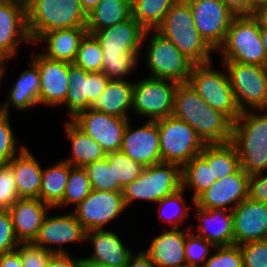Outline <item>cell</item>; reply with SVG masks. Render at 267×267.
Segmentation results:
<instances>
[{
  "instance_id": "ba28073f",
  "label": "cell",
  "mask_w": 267,
  "mask_h": 267,
  "mask_svg": "<svg viewBox=\"0 0 267 267\" xmlns=\"http://www.w3.org/2000/svg\"><path fill=\"white\" fill-rule=\"evenodd\" d=\"M213 62L194 64L188 84L209 106L226 114L234 122L241 111L237 106L226 69L222 63L218 69Z\"/></svg>"
},
{
  "instance_id": "f35d334b",
  "label": "cell",
  "mask_w": 267,
  "mask_h": 267,
  "mask_svg": "<svg viewBox=\"0 0 267 267\" xmlns=\"http://www.w3.org/2000/svg\"><path fill=\"white\" fill-rule=\"evenodd\" d=\"M92 191L89 176L83 167H72L69 172L63 200L54 208L64 209L73 206L72 210Z\"/></svg>"
},
{
  "instance_id": "5b68a950",
  "label": "cell",
  "mask_w": 267,
  "mask_h": 267,
  "mask_svg": "<svg viewBox=\"0 0 267 267\" xmlns=\"http://www.w3.org/2000/svg\"><path fill=\"white\" fill-rule=\"evenodd\" d=\"M143 49L145 52L141 51L143 57L141 56L140 59H145L143 63L149 72L146 77L171 80L178 84L189 82L194 63L170 40L155 30H146L142 42Z\"/></svg>"
},
{
  "instance_id": "681fc988",
  "label": "cell",
  "mask_w": 267,
  "mask_h": 267,
  "mask_svg": "<svg viewBox=\"0 0 267 267\" xmlns=\"http://www.w3.org/2000/svg\"><path fill=\"white\" fill-rule=\"evenodd\" d=\"M8 210L0 209V256L16 250L19 245Z\"/></svg>"
},
{
  "instance_id": "3957f363",
  "label": "cell",
  "mask_w": 267,
  "mask_h": 267,
  "mask_svg": "<svg viewBox=\"0 0 267 267\" xmlns=\"http://www.w3.org/2000/svg\"><path fill=\"white\" fill-rule=\"evenodd\" d=\"M231 143L246 173L267 171V110L241 112L233 123Z\"/></svg>"
},
{
  "instance_id": "680465c9",
  "label": "cell",
  "mask_w": 267,
  "mask_h": 267,
  "mask_svg": "<svg viewBox=\"0 0 267 267\" xmlns=\"http://www.w3.org/2000/svg\"><path fill=\"white\" fill-rule=\"evenodd\" d=\"M100 0H80L82 8L88 14L91 10H93Z\"/></svg>"
},
{
  "instance_id": "f546056e",
  "label": "cell",
  "mask_w": 267,
  "mask_h": 267,
  "mask_svg": "<svg viewBox=\"0 0 267 267\" xmlns=\"http://www.w3.org/2000/svg\"><path fill=\"white\" fill-rule=\"evenodd\" d=\"M133 87V80H110L101 96L90 104L88 110L130 119Z\"/></svg>"
},
{
  "instance_id": "e7e4bbea",
  "label": "cell",
  "mask_w": 267,
  "mask_h": 267,
  "mask_svg": "<svg viewBox=\"0 0 267 267\" xmlns=\"http://www.w3.org/2000/svg\"><path fill=\"white\" fill-rule=\"evenodd\" d=\"M128 3L132 4L133 2H135L136 0H126Z\"/></svg>"
},
{
  "instance_id": "6f0895ef",
  "label": "cell",
  "mask_w": 267,
  "mask_h": 267,
  "mask_svg": "<svg viewBox=\"0 0 267 267\" xmlns=\"http://www.w3.org/2000/svg\"><path fill=\"white\" fill-rule=\"evenodd\" d=\"M81 267H112L101 262L94 261L87 257H81Z\"/></svg>"
},
{
  "instance_id": "9f6ffc18",
  "label": "cell",
  "mask_w": 267,
  "mask_h": 267,
  "mask_svg": "<svg viewBox=\"0 0 267 267\" xmlns=\"http://www.w3.org/2000/svg\"><path fill=\"white\" fill-rule=\"evenodd\" d=\"M252 16L258 21L261 29H267V5L258 7Z\"/></svg>"
},
{
  "instance_id": "8d00e7d4",
  "label": "cell",
  "mask_w": 267,
  "mask_h": 267,
  "mask_svg": "<svg viewBox=\"0 0 267 267\" xmlns=\"http://www.w3.org/2000/svg\"><path fill=\"white\" fill-rule=\"evenodd\" d=\"M102 72L110 80H134L128 76L137 71L141 52L102 51Z\"/></svg>"
},
{
  "instance_id": "7c38bea8",
  "label": "cell",
  "mask_w": 267,
  "mask_h": 267,
  "mask_svg": "<svg viewBox=\"0 0 267 267\" xmlns=\"http://www.w3.org/2000/svg\"><path fill=\"white\" fill-rule=\"evenodd\" d=\"M127 210L122 191L94 190L71 210L86 231L105 229Z\"/></svg>"
},
{
  "instance_id": "ffe728a7",
  "label": "cell",
  "mask_w": 267,
  "mask_h": 267,
  "mask_svg": "<svg viewBox=\"0 0 267 267\" xmlns=\"http://www.w3.org/2000/svg\"><path fill=\"white\" fill-rule=\"evenodd\" d=\"M130 123L131 119L123 133L121 151L143 167L162 162L156 121L146 120L135 129Z\"/></svg>"
},
{
  "instance_id": "52a82bcc",
  "label": "cell",
  "mask_w": 267,
  "mask_h": 267,
  "mask_svg": "<svg viewBox=\"0 0 267 267\" xmlns=\"http://www.w3.org/2000/svg\"><path fill=\"white\" fill-rule=\"evenodd\" d=\"M182 188L181 166L160 162L144 167L139 177L123 188V200L128 209L134 202L156 204Z\"/></svg>"
},
{
  "instance_id": "30bf717a",
  "label": "cell",
  "mask_w": 267,
  "mask_h": 267,
  "mask_svg": "<svg viewBox=\"0 0 267 267\" xmlns=\"http://www.w3.org/2000/svg\"><path fill=\"white\" fill-rule=\"evenodd\" d=\"M220 63L226 69L240 111L267 110V67L238 62Z\"/></svg>"
},
{
  "instance_id": "5bb4252c",
  "label": "cell",
  "mask_w": 267,
  "mask_h": 267,
  "mask_svg": "<svg viewBox=\"0 0 267 267\" xmlns=\"http://www.w3.org/2000/svg\"><path fill=\"white\" fill-rule=\"evenodd\" d=\"M86 232L72 211L52 216L48 213L32 243L55 254L69 253V244L86 243Z\"/></svg>"
},
{
  "instance_id": "cb8c5ba5",
  "label": "cell",
  "mask_w": 267,
  "mask_h": 267,
  "mask_svg": "<svg viewBox=\"0 0 267 267\" xmlns=\"http://www.w3.org/2000/svg\"><path fill=\"white\" fill-rule=\"evenodd\" d=\"M54 208L38 198H20L9 209L19 242H32L48 213Z\"/></svg>"
},
{
  "instance_id": "836d02e7",
  "label": "cell",
  "mask_w": 267,
  "mask_h": 267,
  "mask_svg": "<svg viewBox=\"0 0 267 267\" xmlns=\"http://www.w3.org/2000/svg\"><path fill=\"white\" fill-rule=\"evenodd\" d=\"M200 156L212 166V172L217 179H223L241 167L238 152L231 142L206 144Z\"/></svg>"
},
{
  "instance_id": "db71d44e",
  "label": "cell",
  "mask_w": 267,
  "mask_h": 267,
  "mask_svg": "<svg viewBox=\"0 0 267 267\" xmlns=\"http://www.w3.org/2000/svg\"><path fill=\"white\" fill-rule=\"evenodd\" d=\"M125 267H155V265L143 249H140V251L134 252L130 256Z\"/></svg>"
},
{
  "instance_id": "ee69618b",
  "label": "cell",
  "mask_w": 267,
  "mask_h": 267,
  "mask_svg": "<svg viewBox=\"0 0 267 267\" xmlns=\"http://www.w3.org/2000/svg\"><path fill=\"white\" fill-rule=\"evenodd\" d=\"M214 248L215 247L206 239L190 231L186 235L184 248L186 265L191 267H203Z\"/></svg>"
},
{
  "instance_id": "484cf974",
  "label": "cell",
  "mask_w": 267,
  "mask_h": 267,
  "mask_svg": "<svg viewBox=\"0 0 267 267\" xmlns=\"http://www.w3.org/2000/svg\"><path fill=\"white\" fill-rule=\"evenodd\" d=\"M29 59V67L20 72L0 103V111L10 114L11 109L22 112L39 106L40 74L37 65Z\"/></svg>"
},
{
  "instance_id": "91938a15",
  "label": "cell",
  "mask_w": 267,
  "mask_h": 267,
  "mask_svg": "<svg viewBox=\"0 0 267 267\" xmlns=\"http://www.w3.org/2000/svg\"><path fill=\"white\" fill-rule=\"evenodd\" d=\"M267 5V0H250V15L261 6Z\"/></svg>"
},
{
  "instance_id": "816d5d0a",
  "label": "cell",
  "mask_w": 267,
  "mask_h": 267,
  "mask_svg": "<svg viewBox=\"0 0 267 267\" xmlns=\"http://www.w3.org/2000/svg\"><path fill=\"white\" fill-rule=\"evenodd\" d=\"M48 267H81V257H74L71 253L54 254Z\"/></svg>"
},
{
  "instance_id": "44dd1931",
  "label": "cell",
  "mask_w": 267,
  "mask_h": 267,
  "mask_svg": "<svg viewBox=\"0 0 267 267\" xmlns=\"http://www.w3.org/2000/svg\"><path fill=\"white\" fill-rule=\"evenodd\" d=\"M233 235L236 245L264 240L267 234V203L247 197L233 210Z\"/></svg>"
},
{
  "instance_id": "ac0fdd59",
  "label": "cell",
  "mask_w": 267,
  "mask_h": 267,
  "mask_svg": "<svg viewBox=\"0 0 267 267\" xmlns=\"http://www.w3.org/2000/svg\"><path fill=\"white\" fill-rule=\"evenodd\" d=\"M107 153L121 150L123 133L130 119L84 110L71 119Z\"/></svg>"
},
{
  "instance_id": "6da1fadb",
  "label": "cell",
  "mask_w": 267,
  "mask_h": 267,
  "mask_svg": "<svg viewBox=\"0 0 267 267\" xmlns=\"http://www.w3.org/2000/svg\"><path fill=\"white\" fill-rule=\"evenodd\" d=\"M172 115L188 123L205 144L231 142L234 122L209 106L188 83L178 84Z\"/></svg>"
},
{
  "instance_id": "d590c367",
  "label": "cell",
  "mask_w": 267,
  "mask_h": 267,
  "mask_svg": "<svg viewBox=\"0 0 267 267\" xmlns=\"http://www.w3.org/2000/svg\"><path fill=\"white\" fill-rule=\"evenodd\" d=\"M186 193L184 188H180L155 204L158 210V219L168 225H166L167 229H181V225L191 218L190 210L193 209L194 204H187V198H185L187 196L184 195Z\"/></svg>"
},
{
  "instance_id": "bcb514c9",
  "label": "cell",
  "mask_w": 267,
  "mask_h": 267,
  "mask_svg": "<svg viewBox=\"0 0 267 267\" xmlns=\"http://www.w3.org/2000/svg\"><path fill=\"white\" fill-rule=\"evenodd\" d=\"M16 250L20 254L22 267H48L55 254L32 242H20Z\"/></svg>"
},
{
  "instance_id": "b9f144b4",
  "label": "cell",
  "mask_w": 267,
  "mask_h": 267,
  "mask_svg": "<svg viewBox=\"0 0 267 267\" xmlns=\"http://www.w3.org/2000/svg\"><path fill=\"white\" fill-rule=\"evenodd\" d=\"M11 113L0 111V165L8 164L15 156L19 155L26 147L24 143H19L15 136L11 122ZM20 147V148H19Z\"/></svg>"
},
{
  "instance_id": "7bdbcfd3",
  "label": "cell",
  "mask_w": 267,
  "mask_h": 267,
  "mask_svg": "<svg viewBox=\"0 0 267 267\" xmlns=\"http://www.w3.org/2000/svg\"><path fill=\"white\" fill-rule=\"evenodd\" d=\"M84 169L87 171L92 189L123 191L119 182H114L113 169L109 166L106 158L88 164Z\"/></svg>"
},
{
  "instance_id": "60d3db41",
  "label": "cell",
  "mask_w": 267,
  "mask_h": 267,
  "mask_svg": "<svg viewBox=\"0 0 267 267\" xmlns=\"http://www.w3.org/2000/svg\"><path fill=\"white\" fill-rule=\"evenodd\" d=\"M109 166L113 169L114 182H119L122 188L139 177L143 166L118 150L106 154Z\"/></svg>"
},
{
  "instance_id": "74e56055",
  "label": "cell",
  "mask_w": 267,
  "mask_h": 267,
  "mask_svg": "<svg viewBox=\"0 0 267 267\" xmlns=\"http://www.w3.org/2000/svg\"><path fill=\"white\" fill-rule=\"evenodd\" d=\"M177 0H136L131 16L145 29L155 30Z\"/></svg>"
},
{
  "instance_id": "1f68e13d",
  "label": "cell",
  "mask_w": 267,
  "mask_h": 267,
  "mask_svg": "<svg viewBox=\"0 0 267 267\" xmlns=\"http://www.w3.org/2000/svg\"><path fill=\"white\" fill-rule=\"evenodd\" d=\"M71 168L72 166L63 159H57L55 164L43 167L38 199L55 208L63 200Z\"/></svg>"
},
{
  "instance_id": "003e7915",
  "label": "cell",
  "mask_w": 267,
  "mask_h": 267,
  "mask_svg": "<svg viewBox=\"0 0 267 267\" xmlns=\"http://www.w3.org/2000/svg\"><path fill=\"white\" fill-rule=\"evenodd\" d=\"M20 1H23V2L27 3L29 0H20Z\"/></svg>"
},
{
  "instance_id": "e0dca14e",
  "label": "cell",
  "mask_w": 267,
  "mask_h": 267,
  "mask_svg": "<svg viewBox=\"0 0 267 267\" xmlns=\"http://www.w3.org/2000/svg\"><path fill=\"white\" fill-rule=\"evenodd\" d=\"M40 74L39 106L60 107L69 90V62L51 60L40 51L30 54Z\"/></svg>"
},
{
  "instance_id": "2e32d148",
  "label": "cell",
  "mask_w": 267,
  "mask_h": 267,
  "mask_svg": "<svg viewBox=\"0 0 267 267\" xmlns=\"http://www.w3.org/2000/svg\"><path fill=\"white\" fill-rule=\"evenodd\" d=\"M69 90L65 102L61 105L67 107L69 120L79 112L88 110L92 102L97 100L110 79L103 72H86L83 68L69 63Z\"/></svg>"
},
{
  "instance_id": "d4e9b609",
  "label": "cell",
  "mask_w": 267,
  "mask_h": 267,
  "mask_svg": "<svg viewBox=\"0 0 267 267\" xmlns=\"http://www.w3.org/2000/svg\"><path fill=\"white\" fill-rule=\"evenodd\" d=\"M117 232L107 228L87 231L85 242L92 244L93 250L85 257L112 267H125L134 251Z\"/></svg>"
},
{
  "instance_id": "be15d7a7",
  "label": "cell",
  "mask_w": 267,
  "mask_h": 267,
  "mask_svg": "<svg viewBox=\"0 0 267 267\" xmlns=\"http://www.w3.org/2000/svg\"><path fill=\"white\" fill-rule=\"evenodd\" d=\"M3 62H4V61H2V60L0 59V74H2V64H3Z\"/></svg>"
},
{
  "instance_id": "c3c4849f",
  "label": "cell",
  "mask_w": 267,
  "mask_h": 267,
  "mask_svg": "<svg viewBox=\"0 0 267 267\" xmlns=\"http://www.w3.org/2000/svg\"><path fill=\"white\" fill-rule=\"evenodd\" d=\"M243 267H267V242L265 240L249 241L239 245Z\"/></svg>"
},
{
  "instance_id": "8992f818",
  "label": "cell",
  "mask_w": 267,
  "mask_h": 267,
  "mask_svg": "<svg viewBox=\"0 0 267 267\" xmlns=\"http://www.w3.org/2000/svg\"><path fill=\"white\" fill-rule=\"evenodd\" d=\"M217 53H220L219 62H238L267 67V55L262 44L258 21L252 15L236 16Z\"/></svg>"
},
{
  "instance_id": "94428289",
  "label": "cell",
  "mask_w": 267,
  "mask_h": 267,
  "mask_svg": "<svg viewBox=\"0 0 267 267\" xmlns=\"http://www.w3.org/2000/svg\"><path fill=\"white\" fill-rule=\"evenodd\" d=\"M261 40L267 55V29H261Z\"/></svg>"
},
{
  "instance_id": "f1b7e54d",
  "label": "cell",
  "mask_w": 267,
  "mask_h": 267,
  "mask_svg": "<svg viewBox=\"0 0 267 267\" xmlns=\"http://www.w3.org/2000/svg\"><path fill=\"white\" fill-rule=\"evenodd\" d=\"M15 174L20 198H39L43 167L31 149L26 147L7 164Z\"/></svg>"
},
{
  "instance_id": "277c9868",
  "label": "cell",
  "mask_w": 267,
  "mask_h": 267,
  "mask_svg": "<svg viewBox=\"0 0 267 267\" xmlns=\"http://www.w3.org/2000/svg\"><path fill=\"white\" fill-rule=\"evenodd\" d=\"M26 15L33 46L49 31L86 27L88 19L80 0H29Z\"/></svg>"
},
{
  "instance_id": "6125c7cd",
  "label": "cell",
  "mask_w": 267,
  "mask_h": 267,
  "mask_svg": "<svg viewBox=\"0 0 267 267\" xmlns=\"http://www.w3.org/2000/svg\"><path fill=\"white\" fill-rule=\"evenodd\" d=\"M8 65H5V61L2 64V74H0V87H2V81L4 79V76H6V71H7ZM1 90V89H0Z\"/></svg>"
},
{
  "instance_id": "9a60e30c",
  "label": "cell",
  "mask_w": 267,
  "mask_h": 267,
  "mask_svg": "<svg viewBox=\"0 0 267 267\" xmlns=\"http://www.w3.org/2000/svg\"><path fill=\"white\" fill-rule=\"evenodd\" d=\"M191 8L197 31L217 52L236 17L221 0H186Z\"/></svg>"
},
{
  "instance_id": "7a4b0ae2",
  "label": "cell",
  "mask_w": 267,
  "mask_h": 267,
  "mask_svg": "<svg viewBox=\"0 0 267 267\" xmlns=\"http://www.w3.org/2000/svg\"><path fill=\"white\" fill-rule=\"evenodd\" d=\"M155 31L170 40L194 64L213 61L212 56H215L216 51L197 31L186 0H177Z\"/></svg>"
},
{
  "instance_id": "603a6c76",
  "label": "cell",
  "mask_w": 267,
  "mask_h": 267,
  "mask_svg": "<svg viewBox=\"0 0 267 267\" xmlns=\"http://www.w3.org/2000/svg\"><path fill=\"white\" fill-rule=\"evenodd\" d=\"M192 223L186 229H165L150 239L143 251L149 256L155 267H185V240L191 231Z\"/></svg>"
},
{
  "instance_id": "11a10c76",
  "label": "cell",
  "mask_w": 267,
  "mask_h": 267,
  "mask_svg": "<svg viewBox=\"0 0 267 267\" xmlns=\"http://www.w3.org/2000/svg\"><path fill=\"white\" fill-rule=\"evenodd\" d=\"M0 267H22L20 254L17 250L0 256Z\"/></svg>"
},
{
  "instance_id": "9c48e42d",
  "label": "cell",
  "mask_w": 267,
  "mask_h": 267,
  "mask_svg": "<svg viewBox=\"0 0 267 267\" xmlns=\"http://www.w3.org/2000/svg\"><path fill=\"white\" fill-rule=\"evenodd\" d=\"M155 121L159 131L162 162L182 167L193 157L200 155L206 144L188 123L173 115Z\"/></svg>"
},
{
  "instance_id": "e575fe53",
  "label": "cell",
  "mask_w": 267,
  "mask_h": 267,
  "mask_svg": "<svg viewBox=\"0 0 267 267\" xmlns=\"http://www.w3.org/2000/svg\"><path fill=\"white\" fill-rule=\"evenodd\" d=\"M182 188L192 191L191 202L195 204V199L206 189H208L217 178L212 172V166L200 156L193 157L189 162L181 167Z\"/></svg>"
},
{
  "instance_id": "03108f58",
  "label": "cell",
  "mask_w": 267,
  "mask_h": 267,
  "mask_svg": "<svg viewBox=\"0 0 267 267\" xmlns=\"http://www.w3.org/2000/svg\"><path fill=\"white\" fill-rule=\"evenodd\" d=\"M6 0H0V4L4 3Z\"/></svg>"
},
{
  "instance_id": "7dc6e473",
  "label": "cell",
  "mask_w": 267,
  "mask_h": 267,
  "mask_svg": "<svg viewBox=\"0 0 267 267\" xmlns=\"http://www.w3.org/2000/svg\"><path fill=\"white\" fill-rule=\"evenodd\" d=\"M18 199L13 170L7 164L0 165V209L8 210Z\"/></svg>"
},
{
  "instance_id": "8fae6325",
  "label": "cell",
  "mask_w": 267,
  "mask_h": 267,
  "mask_svg": "<svg viewBox=\"0 0 267 267\" xmlns=\"http://www.w3.org/2000/svg\"><path fill=\"white\" fill-rule=\"evenodd\" d=\"M134 80L132 112L145 121H155L173 114L178 83L171 80L141 77Z\"/></svg>"
},
{
  "instance_id": "d6986e66",
  "label": "cell",
  "mask_w": 267,
  "mask_h": 267,
  "mask_svg": "<svg viewBox=\"0 0 267 267\" xmlns=\"http://www.w3.org/2000/svg\"><path fill=\"white\" fill-rule=\"evenodd\" d=\"M249 178L250 175L240 167L235 173L217 179L195 199V205L202 209L232 211L248 197Z\"/></svg>"
},
{
  "instance_id": "f907efd6",
  "label": "cell",
  "mask_w": 267,
  "mask_h": 267,
  "mask_svg": "<svg viewBox=\"0 0 267 267\" xmlns=\"http://www.w3.org/2000/svg\"><path fill=\"white\" fill-rule=\"evenodd\" d=\"M248 197L258 202L267 203V171L250 175Z\"/></svg>"
},
{
  "instance_id": "4316f807",
  "label": "cell",
  "mask_w": 267,
  "mask_h": 267,
  "mask_svg": "<svg viewBox=\"0 0 267 267\" xmlns=\"http://www.w3.org/2000/svg\"><path fill=\"white\" fill-rule=\"evenodd\" d=\"M145 29L130 16L111 27L87 31L95 36L102 51L141 52Z\"/></svg>"
},
{
  "instance_id": "4fadbf2b",
  "label": "cell",
  "mask_w": 267,
  "mask_h": 267,
  "mask_svg": "<svg viewBox=\"0 0 267 267\" xmlns=\"http://www.w3.org/2000/svg\"><path fill=\"white\" fill-rule=\"evenodd\" d=\"M22 44L33 45L27 29L26 3L6 0L0 4V59L5 64L17 59Z\"/></svg>"
},
{
  "instance_id": "f5cc1de1",
  "label": "cell",
  "mask_w": 267,
  "mask_h": 267,
  "mask_svg": "<svg viewBox=\"0 0 267 267\" xmlns=\"http://www.w3.org/2000/svg\"><path fill=\"white\" fill-rule=\"evenodd\" d=\"M236 16L250 15V0H221Z\"/></svg>"
},
{
  "instance_id": "4dcf8cb0",
  "label": "cell",
  "mask_w": 267,
  "mask_h": 267,
  "mask_svg": "<svg viewBox=\"0 0 267 267\" xmlns=\"http://www.w3.org/2000/svg\"><path fill=\"white\" fill-rule=\"evenodd\" d=\"M65 139L70 143L69 157L62 158L72 167H85L97 160L106 158L103 148L72 120H65L63 125Z\"/></svg>"
},
{
  "instance_id": "f6af8a7d",
  "label": "cell",
  "mask_w": 267,
  "mask_h": 267,
  "mask_svg": "<svg viewBox=\"0 0 267 267\" xmlns=\"http://www.w3.org/2000/svg\"><path fill=\"white\" fill-rule=\"evenodd\" d=\"M203 267H243L239 245L215 247Z\"/></svg>"
},
{
  "instance_id": "d6a6232c",
  "label": "cell",
  "mask_w": 267,
  "mask_h": 267,
  "mask_svg": "<svg viewBox=\"0 0 267 267\" xmlns=\"http://www.w3.org/2000/svg\"><path fill=\"white\" fill-rule=\"evenodd\" d=\"M131 16V4L126 0H100L97 6L88 13L87 31L102 30Z\"/></svg>"
},
{
  "instance_id": "7402d4cb",
  "label": "cell",
  "mask_w": 267,
  "mask_h": 267,
  "mask_svg": "<svg viewBox=\"0 0 267 267\" xmlns=\"http://www.w3.org/2000/svg\"><path fill=\"white\" fill-rule=\"evenodd\" d=\"M196 224L190 230L214 247L234 245L233 213L227 209H202L194 204ZM197 231V232H195Z\"/></svg>"
},
{
  "instance_id": "ab89813d",
  "label": "cell",
  "mask_w": 267,
  "mask_h": 267,
  "mask_svg": "<svg viewBox=\"0 0 267 267\" xmlns=\"http://www.w3.org/2000/svg\"><path fill=\"white\" fill-rule=\"evenodd\" d=\"M73 64L89 73L102 72V50L93 34L87 32L82 38Z\"/></svg>"
},
{
  "instance_id": "83f0119b",
  "label": "cell",
  "mask_w": 267,
  "mask_h": 267,
  "mask_svg": "<svg viewBox=\"0 0 267 267\" xmlns=\"http://www.w3.org/2000/svg\"><path fill=\"white\" fill-rule=\"evenodd\" d=\"M86 33V27L56 29L45 33L35 44H46L40 52L47 58L73 63Z\"/></svg>"
}]
</instances>
